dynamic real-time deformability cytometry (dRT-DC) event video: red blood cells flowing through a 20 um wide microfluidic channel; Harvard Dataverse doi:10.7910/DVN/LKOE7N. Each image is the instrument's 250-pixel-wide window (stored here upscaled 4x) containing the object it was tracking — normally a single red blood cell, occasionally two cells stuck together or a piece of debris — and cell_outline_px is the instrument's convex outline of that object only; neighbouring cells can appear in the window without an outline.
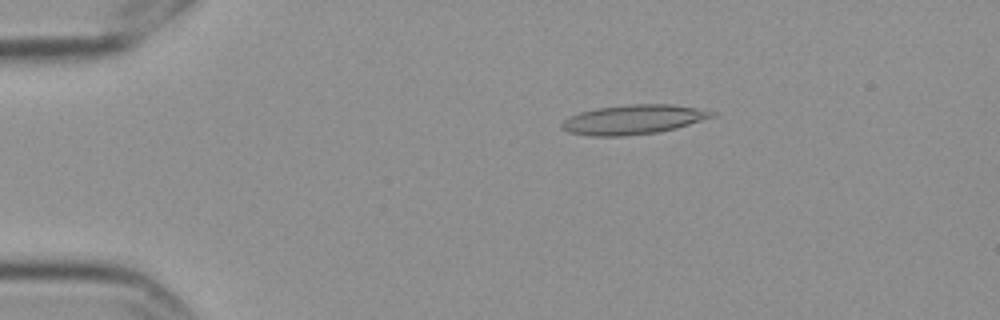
{"species": "Egyptian fruit bat (a non-hibernating species)", "species_latin": "Rousettus aegyptiacus", "temperature_condition": "cold", "stored_images_in_passage": 4, "camera_frame_rate_fps": 3000, "um_per_image_px": 0.085, "frame": {"image": 1, "passage_image": 1, "time_ms": 0.0, "image_size_px": [1000, 320], "cell_outline_px": [[716, 116], [676, 128], [656, 132], [624, 136], [592, 136], [568, 132], [560, 128], [560, 124], [564, 120], [580, 112], [596, 108], [628, 104], [672, 104], [716, 112]], "centroid_in_image_um": [53.81, 10.16], "position_along_channel_um": 31.2, "area_um2": 25.66}}
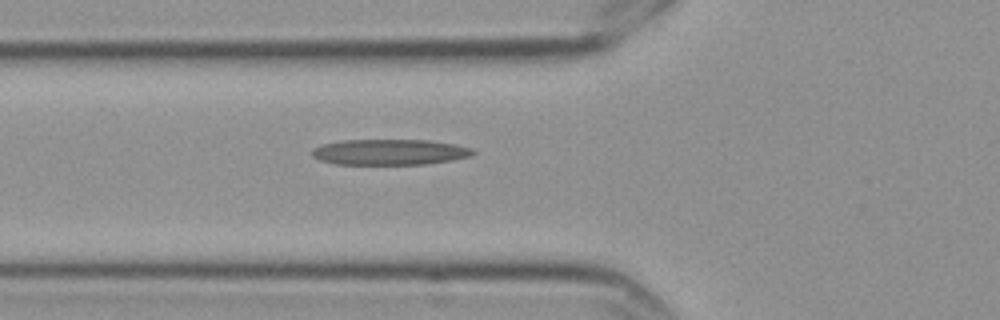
{"frame": {"image": 2, "passage_image": 4, "time_ms": 1.0, "image_size_px": [1000, 320], "cell_outline_px": [[476, 152], [472, 156], [452, 160], [424, 164], [336, 164], [320, 160], [312, 156], [312, 148], [320, 144], [340, 140], [432, 140], [456, 144], [472, 148]], "centroid_in_image_um": [33.13, 12.91], "position_along_channel_um": 92.7, "area_um2": 24.33}}